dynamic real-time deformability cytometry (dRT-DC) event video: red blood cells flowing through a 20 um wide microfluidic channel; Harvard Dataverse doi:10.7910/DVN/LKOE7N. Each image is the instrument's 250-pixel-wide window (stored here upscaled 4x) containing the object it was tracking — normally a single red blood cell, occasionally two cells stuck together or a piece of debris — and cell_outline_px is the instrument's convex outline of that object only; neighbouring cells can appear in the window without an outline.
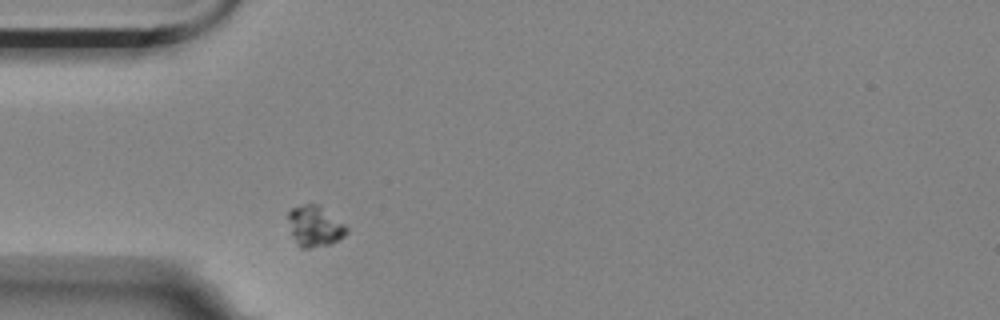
{"species": "Egyptian fruit bat (a non-hibernating species)", "species_latin": "Rousettus aegyptiacus", "temperature_condition": "room temperature", "stored_images_in_passage": 1, "camera_frame_rate_fps": 3000, "um_per_image_px": 0.085, "animal": {"sex": "female"}, "frame": {"image": 1, "passage_image": 1, "time_ms": 0.0, "image_size_px": [1000, 320], "cell_outline_px": [[348, 232], [344, 236], [328, 244], [308, 248], [300, 248], [292, 236], [288, 216], [288, 212], [292, 208], [304, 204], [320, 204], [344, 224], [348, 228]], "centroid_in_image_um": [26.76, 19.21], "position_along_channel_um": 58.2, "area_um2": 13.76}}